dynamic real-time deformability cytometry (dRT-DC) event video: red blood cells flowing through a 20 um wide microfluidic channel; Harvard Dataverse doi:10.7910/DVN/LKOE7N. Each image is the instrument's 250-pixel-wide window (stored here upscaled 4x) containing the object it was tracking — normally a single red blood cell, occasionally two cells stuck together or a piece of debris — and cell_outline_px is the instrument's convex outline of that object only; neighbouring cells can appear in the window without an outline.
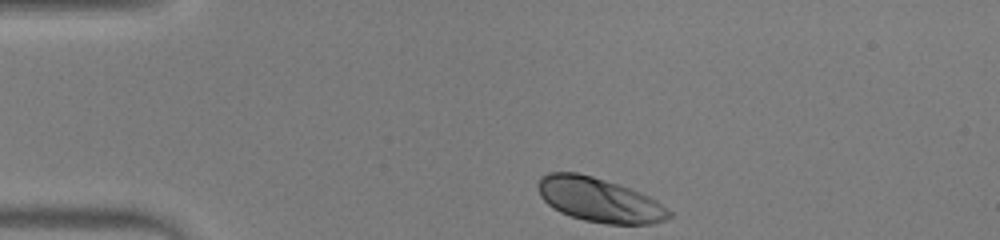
{"species": "human", "species_latin": "Homo sapiens", "temperature_condition": "warm", "stored_images_in_passage": 35, "camera_frame_rate_fps": 3000, "um_per_image_px": 0.085, "donor": {"sex": "male"}, "frame": {"image": 1, "passage_image": 1, "time_ms": 0.0, "image_size_px": [1000, 240], "cell_outline_px": [[672, 216], [664, 220], [652, 224], [608, 224], [584, 220], [560, 212], [548, 204], [540, 196], [536, 184], [540, 176], [548, 172], [576, 172], [592, 176], [640, 192], [656, 200], [672, 212]], "centroid_in_image_um": [50.91, 16.99], "position_along_channel_um": 34.1, "area_um2": 33.64}}
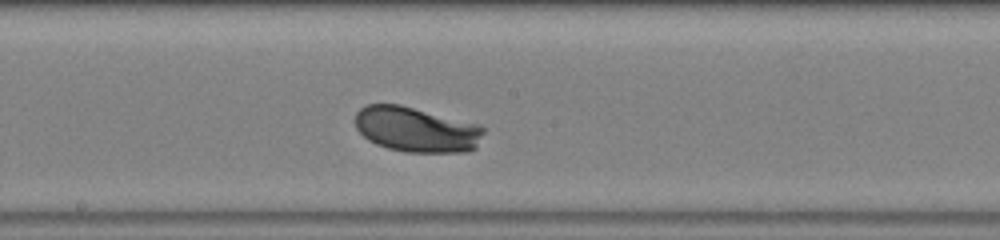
{"frame": {"image": 2, "passage_image": 19, "time_ms": 6.0, "image_size_px": [1000, 240], "cell_outline_px": [[484, 132], [476, 148], [468, 152], [404, 152], [388, 148], [376, 144], [368, 140], [356, 128], [356, 112], [360, 108], [368, 104], [400, 104], [480, 124], [484, 128]], "centroid_in_image_um": [35.41, 11.01], "position_along_channel_um": 212.8, "area_um2": 33.99}}
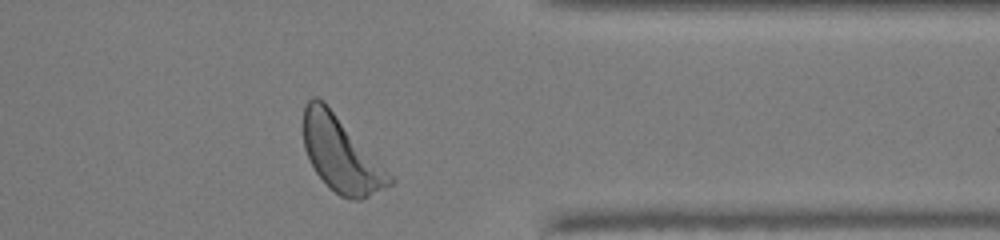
{"frame": {"image": 3, "passage_image": 33, "time_ms": 10.667, "image_size_px": [1000, 240], "cell_outline_px": [[396, 180], [392, 184], [360, 200], [348, 200], [340, 196], [316, 172], [304, 148], [304, 104], [312, 96], [316, 96], [324, 100], [376, 156]], "centroid_in_image_um": [29.01, 13.08], "position_along_channel_um": 382.4, "area_um2": 37.63}, "authors_computed_cell_mechanics": {"area_um2": 33.7552, "velocity_mm_per_s": 3.8433, "shape_relaxation_time_tau1_ms": 1.4618, "shape_relaxation_time_tau2_ms": null, "deformation_change_tau1": 0.1153, "deformation_change_tau2": null}}